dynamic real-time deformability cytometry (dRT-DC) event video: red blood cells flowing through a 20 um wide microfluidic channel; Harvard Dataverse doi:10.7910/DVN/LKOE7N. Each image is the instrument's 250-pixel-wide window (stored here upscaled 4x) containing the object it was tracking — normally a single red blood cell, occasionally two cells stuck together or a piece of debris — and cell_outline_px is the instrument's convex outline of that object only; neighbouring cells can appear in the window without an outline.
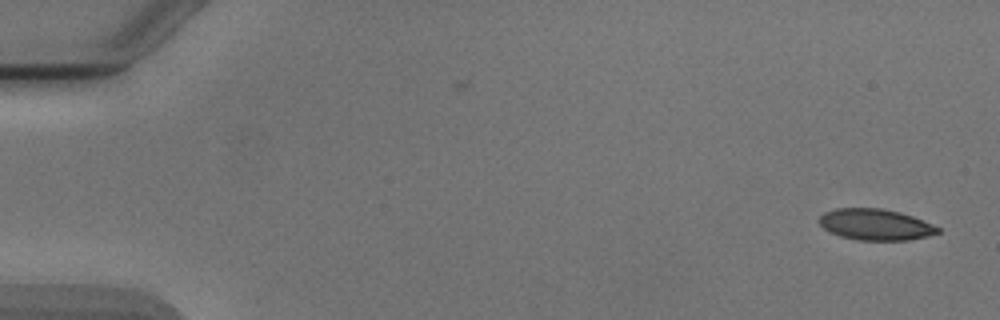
{"species": "Egyptian fruit bat (a non-hibernating species)", "species_latin": "Rousettus aegyptiacus", "temperature_condition": "cold", "stored_images_in_passage": 2, "camera_frame_rate_fps": 3000, "um_per_image_px": 0.085, "animal": {"sex": "male"}, "frame": {"image": 1, "passage_image": 2, "time_ms": 2.0, "image_size_px": [1000, 320], "cell_outline_px": [[940, 232], [928, 236], [908, 240], [856, 240], [840, 236], [824, 228], [816, 220], [824, 212], [836, 208], [880, 208], [900, 212], [912, 216], [932, 224], [940, 228]], "centroid_in_image_um": [74.4, 19.08], "position_along_channel_um": 10.6, "area_um2": 21.56}}